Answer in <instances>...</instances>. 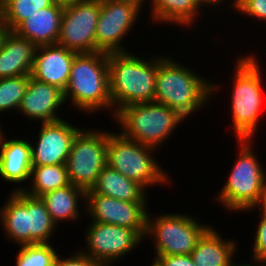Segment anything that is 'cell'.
<instances>
[{"mask_svg":"<svg viewBox=\"0 0 266 266\" xmlns=\"http://www.w3.org/2000/svg\"><path fill=\"white\" fill-rule=\"evenodd\" d=\"M252 261L254 262V265L256 264L255 266H257V265L258 266H262V264L261 263H258L256 260H252ZM254 265H253L252 262L251 263L249 262V264L248 263L247 264H245V263H242V264L239 263V264L235 265L234 264V261H233L229 266H254Z\"/></svg>","mask_w":266,"mask_h":266,"instance_id":"cell-37","label":"cell"},{"mask_svg":"<svg viewBox=\"0 0 266 266\" xmlns=\"http://www.w3.org/2000/svg\"><path fill=\"white\" fill-rule=\"evenodd\" d=\"M63 95L65 103L70 98L71 105L81 112L91 114L108 109L112 115L108 53H78L72 62L69 81Z\"/></svg>","mask_w":266,"mask_h":266,"instance_id":"cell-3","label":"cell"},{"mask_svg":"<svg viewBox=\"0 0 266 266\" xmlns=\"http://www.w3.org/2000/svg\"><path fill=\"white\" fill-rule=\"evenodd\" d=\"M233 9L234 12L266 22V0H235Z\"/></svg>","mask_w":266,"mask_h":266,"instance_id":"cell-30","label":"cell"},{"mask_svg":"<svg viewBox=\"0 0 266 266\" xmlns=\"http://www.w3.org/2000/svg\"><path fill=\"white\" fill-rule=\"evenodd\" d=\"M0 207V224L4 235L17 245L52 243L56 224L40 197L26 194L22 190L11 191Z\"/></svg>","mask_w":266,"mask_h":266,"instance_id":"cell-4","label":"cell"},{"mask_svg":"<svg viewBox=\"0 0 266 266\" xmlns=\"http://www.w3.org/2000/svg\"><path fill=\"white\" fill-rule=\"evenodd\" d=\"M64 6L54 2L23 21L14 32L38 46L57 43Z\"/></svg>","mask_w":266,"mask_h":266,"instance_id":"cell-19","label":"cell"},{"mask_svg":"<svg viewBox=\"0 0 266 266\" xmlns=\"http://www.w3.org/2000/svg\"><path fill=\"white\" fill-rule=\"evenodd\" d=\"M37 46L10 31L0 50V78L31 74Z\"/></svg>","mask_w":266,"mask_h":266,"instance_id":"cell-20","label":"cell"},{"mask_svg":"<svg viewBox=\"0 0 266 266\" xmlns=\"http://www.w3.org/2000/svg\"><path fill=\"white\" fill-rule=\"evenodd\" d=\"M30 74L0 78V113L18 111L25 95Z\"/></svg>","mask_w":266,"mask_h":266,"instance_id":"cell-27","label":"cell"},{"mask_svg":"<svg viewBox=\"0 0 266 266\" xmlns=\"http://www.w3.org/2000/svg\"><path fill=\"white\" fill-rule=\"evenodd\" d=\"M113 120L120 125V133L125 138L157 150L185 121L169 106L155 101L125 106L115 114Z\"/></svg>","mask_w":266,"mask_h":266,"instance_id":"cell-7","label":"cell"},{"mask_svg":"<svg viewBox=\"0 0 266 266\" xmlns=\"http://www.w3.org/2000/svg\"><path fill=\"white\" fill-rule=\"evenodd\" d=\"M101 0H84L64 6L58 44L77 53L96 52V28Z\"/></svg>","mask_w":266,"mask_h":266,"instance_id":"cell-13","label":"cell"},{"mask_svg":"<svg viewBox=\"0 0 266 266\" xmlns=\"http://www.w3.org/2000/svg\"><path fill=\"white\" fill-rule=\"evenodd\" d=\"M152 266H195L189 255H167L154 257Z\"/></svg>","mask_w":266,"mask_h":266,"instance_id":"cell-32","label":"cell"},{"mask_svg":"<svg viewBox=\"0 0 266 266\" xmlns=\"http://www.w3.org/2000/svg\"><path fill=\"white\" fill-rule=\"evenodd\" d=\"M86 229L87 250L80 251L102 266L118 263L144 240L134 229L108 223L91 221Z\"/></svg>","mask_w":266,"mask_h":266,"instance_id":"cell-11","label":"cell"},{"mask_svg":"<svg viewBox=\"0 0 266 266\" xmlns=\"http://www.w3.org/2000/svg\"><path fill=\"white\" fill-rule=\"evenodd\" d=\"M260 219L257 224L256 232L254 233V245L252 247V260H256L262 265H266V213L260 210Z\"/></svg>","mask_w":266,"mask_h":266,"instance_id":"cell-29","label":"cell"},{"mask_svg":"<svg viewBox=\"0 0 266 266\" xmlns=\"http://www.w3.org/2000/svg\"><path fill=\"white\" fill-rule=\"evenodd\" d=\"M132 53L108 54L112 119L125 106L154 102L155 99L159 55L146 60Z\"/></svg>","mask_w":266,"mask_h":266,"instance_id":"cell-2","label":"cell"},{"mask_svg":"<svg viewBox=\"0 0 266 266\" xmlns=\"http://www.w3.org/2000/svg\"><path fill=\"white\" fill-rule=\"evenodd\" d=\"M154 150L156 149L153 147L125 138L120 132L110 131L107 165L146 190L156 184L170 185L172 181L168 172L153 157Z\"/></svg>","mask_w":266,"mask_h":266,"instance_id":"cell-8","label":"cell"},{"mask_svg":"<svg viewBox=\"0 0 266 266\" xmlns=\"http://www.w3.org/2000/svg\"><path fill=\"white\" fill-rule=\"evenodd\" d=\"M54 0H0V15L10 31H14L39 9L51 6Z\"/></svg>","mask_w":266,"mask_h":266,"instance_id":"cell-26","label":"cell"},{"mask_svg":"<svg viewBox=\"0 0 266 266\" xmlns=\"http://www.w3.org/2000/svg\"><path fill=\"white\" fill-rule=\"evenodd\" d=\"M258 207H260L259 209L262 212L266 213V179H265V184H264L262 201Z\"/></svg>","mask_w":266,"mask_h":266,"instance_id":"cell-35","label":"cell"},{"mask_svg":"<svg viewBox=\"0 0 266 266\" xmlns=\"http://www.w3.org/2000/svg\"><path fill=\"white\" fill-rule=\"evenodd\" d=\"M259 64L256 54L236 60L230 111L236 139H254L258 130L265 97Z\"/></svg>","mask_w":266,"mask_h":266,"instance_id":"cell-5","label":"cell"},{"mask_svg":"<svg viewBox=\"0 0 266 266\" xmlns=\"http://www.w3.org/2000/svg\"><path fill=\"white\" fill-rule=\"evenodd\" d=\"M9 32H10L9 27L3 21L1 15H0V50L2 49V45H3L4 39L8 35Z\"/></svg>","mask_w":266,"mask_h":266,"instance_id":"cell-34","label":"cell"},{"mask_svg":"<svg viewBox=\"0 0 266 266\" xmlns=\"http://www.w3.org/2000/svg\"><path fill=\"white\" fill-rule=\"evenodd\" d=\"M150 1V2H149ZM151 7L150 19L155 24L194 27L201 8L195 0H147ZM160 22V23H159Z\"/></svg>","mask_w":266,"mask_h":266,"instance_id":"cell-24","label":"cell"},{"mask_svg":"<svg viewBox=\"0 0 266 266\" xmlns=\"http://www.w3.org/2000/svg\"><path fill=\"white\" fill-rule=\"evenodd\" d=\"M40 198L44 202L52 221L58 227V223L61 221L71 220L75 222L79 218L81 219L79 217L82 215L79 211L81 203L79 200H82L84 202V204L82 202V205H85L86 192L70 183L65 187L47 192Z\"/></svg>","mask_w":266,"mask_h":266,"instance_id":"cell-23","label":"cell"},{"mask_svg":"<svg viewBox=\"0 0 266 266\" xmlns=\"http://www.w3.org/2000/svg\"><path fill=\"white\" fill-rule=\"evenodd\" d=\"M29 187L15 186V190H22L26 194L40 197L47 192L54 191L58 188L65 187L70 184L65 164L32 166Z\"/></svg>","mask_w":266,"mask_h":266,"instance_id":"cell-25","label":"cell"},{"mask_svg":"<svg viewBox=\"0 0 266 266\" xmlns=\"http://www.w3.org/2000/svg\"><path fill=\"white\" fill-rule=\"evenodd\" d=\"M225 1H228V0H195V2L197 3V5L202 9V7H204V5L205 6H207V8H208V5H209V8H212V7H214V10H215V5H217L218 7H219V5L221 4V5H223V3ZM232 2V3H231ZM234 2H235V0H231L230 1V6H231V8H233V5H234ZM219 4V5H218ZM211 6V7H210Z\"/></svg>","mask_w":266,"mask_h":266,"instance_id":"cell-33","label":"cell"},{"mask_svg":"<svg viewBox=\"0 0 266 266\" xmlns=\"http://www.w3.org/2000/svg\"><path fill=\"white\" fill-rule=\"evenodd\" d=\"M148 202H128L86 191L85 208L92 222L134 229L144 240ZM89 213V214H88Z\"/></svg>","mask_w":266,"mask_h":266,"instance_id":"cell-14","label":"cell"},{"mask_svg":"<svg viewBox=\"0 0 266 266\" xmlns=\"http://www.w3.org/2000/svg\"><path fill=\"white\" fill-rule=\"evenodd\" d=\"M150 214L145 237L154 240L155 257L191 254L198 239L211 226L188 214L162 213L153 217Z\"/></svg>","mask_w":266,"mask_h":266,"instance_id":"cell-9","label":"cell"},{"mask_svg":"<svg viewBox=\"0 0 266 266\" xmlns=\"http://www.w3.org/2000/svg\"><path fill=\"white\" fill-rule=\"evenodd\" d=\"M61 256V257H60ZM53 266H102L100 263L94 261L80 250L76 251L73 255L62 258L61 255H57Z\"/></svg>","mask_w":266,"mask_h":266,"instance_id":"cell-31","label":"cell"},{"mask_svg":"<svg viewBox=\"0 0 266 266\" xmlns=\"http://www.w3.org/2000/svg\"><path fill=\"white\" fill-rule=\"evenodd\" d=\"M64 104L63 90L30 76L18 113L34 122H54L63 119L56 112Z\"/></svg>","mask_w":266,"mask_h":266,"instance_id":"cell-16","label":"cell"},{"mask_svg":"<svg viewBox=\"0 0 266 266\" xmlns=\"http://www.w3.org/2000/svg\"><path fill=\"white\" fill-rule=\"evenodd\" d=\"M0 126V177L9 183L21 184L30 180L32 169L31 142L27 139H8Z\"/></svg>","mask_w":266,"mask_h":266,"instance_id":"cell-18","label":"cell"},{"mask_svg":"<svg viewBox=\"0 0 266 266\" xmlns=\"http://www.w3.org/2000/svg\"><path fill=\"white\" fill-rule=\"evenodd\" d=\"M91 191L103 196L128 202H147L146 189L131 179L126 178L108 165L98 175Z\"/></svg>","mask_w":266,"mask_h":266,"instance_id":"cell-22","label":"cell"},{"mask_svg":"<svg viewBox=\"0 0 266 266\" xmlns=\"http://www.w3.org/2000/svg\"><path fill=\"white\" fill-rule=\"evenodd\" d=\"M251 141L252 139H237L238 158L228 174L222 191L216 195L215 200L233 213L251 212L262 201L266 172L254 154Z\"/></svg>","mask_w":266,"mask_h":266,"instance_id":"cell-6","label":"cell"},{"mask_svg":"<svg viewBox=\"0 0 266 266\" xmlns=\"http://www.w3.org/2000/svg\"><path fill=\"white\" fill-rule=\"evenodd\" d=\"M40 125L36 143L31 142L32 166L66 164L74 137L81 129L64 119Z\"/></svg>","mask_w":266,"mask_h":266,"instance_id":"cell-15","label":"cell"},{"mask_svg":"<svg viewBox=\"0 0 266 266\" xmlns=\"http://www.w3.org/2000/svg\"><path fill=\"white\" fill-rule=\"evenodd\" d=\"M122 1H131V2H134V3H139L143 7V5L145 4L146 0H122Z\"/></svg>","mask_w":266,"mask_h":266,"instance_id":"cell-38","label":"cell"},{"mask_svg":"<svg viewBox=\"0 0 266 266\" xmlns=\"http://www.w3.org/2000/svg\"><path fill=\"white\" fill-rule=\"evenodd\" d=\"M56 251L52 243L22 245L15 266H53L58 255Z\"/></svg>","mask_w":266,"mask_h":266,"instance_id":"cell-28","label":"cell"},{"mask_svg":"<svg viewBox=\"0 0 266 266\" xmlns=\"http://www.w3.org/2000/svg\"><path fill=\"white\" fill-rule=\"evenodd\" d=\"M57 4H60V5H69V4H74V3H79L81 1H84V0H54Z\"/></svg>","mask_w":266,"mask_h":266,"instance_id":"cell-36","label":"cell"},{"mask_svg":"<svg viewBox=\"0 0 266 266\" xmlns=\"http://www.w3.org/2000/svg\"><path fill=\"white\" fill-rule=\"evenodd\" d=\"M90 129L82 128L76 134L65 164L69 182L85 192L91 190L98 175L107 166L110 132Z\"/></svg>","mask_w":266,"mask_h":266,"instance_id":"cell-10","label":"cell"},{"mask_svg":"<svg viewBox=\"0 0 266 266\" xmlns=\"http://www.w3.org/2000/svg\"><path fill=\"white\" fill-rule=\"evenodd\" d=\"M217 92L219 84L215 85L169 55H159L155 102L169 106L187 119L207 106Z\"/></svg>","mask_w":266,"mask_h":266,"instance_id":"cell-1","label":"cell"},{"mask_svg":"<svg viewBox=\"0 0 266 266\" xmlns=\"http://www.w3.org/2000/svg\"><path fill=\"white\" fill-rule=\"evenodd\" d=\"M143 7L139 3L122 0H101V10L96 28V52H128L123 38L131 32Z\"/></svg>","mask_w":266,"mask_h":266,"instance_id":"cell-12","label":"cell"},{"mask_svg":"<svg viewBox=\"0 0 266 266\" xmlns=\"http://www.w3.org/2000/svg\"><path fill=\"white\" fill-rule=\"evenodd\" d=\"M77 54L58 43L38 46L30 76L64 91L69 81L72 62Z\"/></svg>","mask_w":266,"mask_h":266,"instance_id":"cell-17","label":"cell"},{"mask_svg":"<svg viewBox=\"0 0 266 266\" xmlns=\"http://www.w3.org/2000/svg\"><path fill=\"white\" fill-rule=\"evenodd\" d=\"M236 242L223 239L215 227L210 226L198 239L190 256L195 266H229L238 250Z\"/></svg>","mask_w":266,"mask_h":266,"instance_id":"cell-21","label":"cell"}]
</instances>
